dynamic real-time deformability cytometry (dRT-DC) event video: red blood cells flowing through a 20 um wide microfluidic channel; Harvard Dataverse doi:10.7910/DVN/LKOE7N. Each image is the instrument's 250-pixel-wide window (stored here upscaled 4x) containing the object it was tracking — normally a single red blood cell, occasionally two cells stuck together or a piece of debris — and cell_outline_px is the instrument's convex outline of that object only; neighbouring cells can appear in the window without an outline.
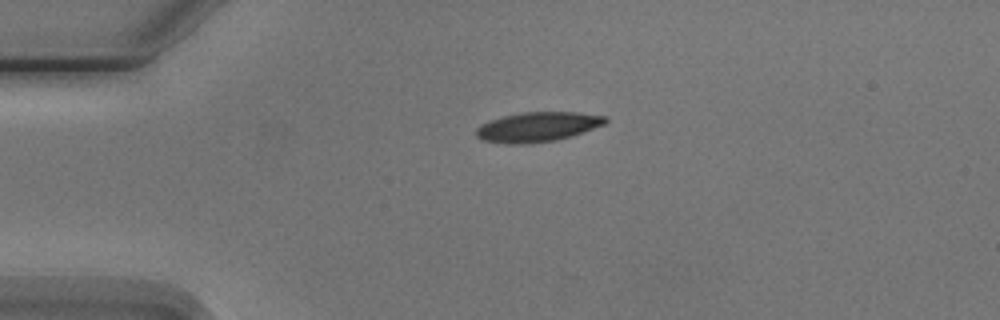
{"species": "Egyptian fruit bat (a non-hibernating species)", "species_latin": "Rousettus aegyptiacus", "temperature_condition": "cold", "stored_images_in_passage": 2, "camera_frame_rate_fps": 3000, "um_per_image_px": 0.085, "animal": {"sex": "male"}, "frame": {"image": 1, "passage_image": 1, "time_ms": 0.0, "image_size_px": [1000, 320], "cell_outline_px": [[608, 120], [604, 124], [556, 140], [520, 144], [508, 144], [484, 140], [476, 136], [476, 128], [480, 124], [504, 116], [524, 112], [576, 112], [608, 116]], "centroid_in_image_um": [45.68, 10.77], "position_along_channel_um": 39.3, "area_um2": 21.96}}